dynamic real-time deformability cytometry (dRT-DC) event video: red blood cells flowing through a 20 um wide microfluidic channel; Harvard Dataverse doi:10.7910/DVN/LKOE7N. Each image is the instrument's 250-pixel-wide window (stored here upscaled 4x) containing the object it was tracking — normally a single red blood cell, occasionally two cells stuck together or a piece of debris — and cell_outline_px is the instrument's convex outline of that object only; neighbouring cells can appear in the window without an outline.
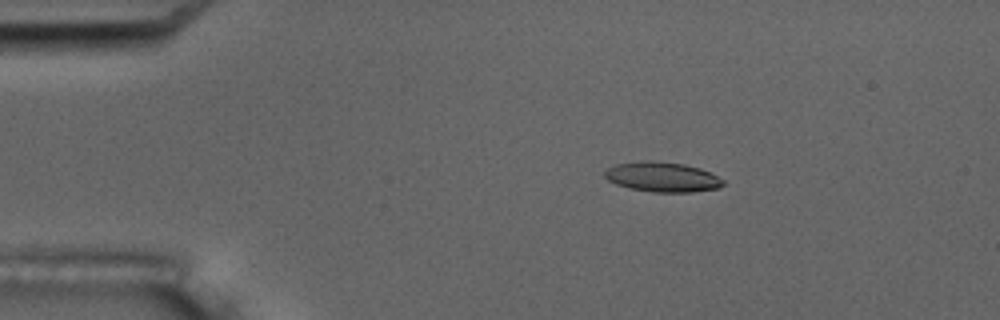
{"species": "common noctule bat (a hibernating species)", "species_latin": "Nyctalus noctula", "temperature_condition": "room temperature", "stored_images_in_passage": 5, "camera_frame_rate_fps": 3000, "um_per_image_px": 0.085, "animal": {"sex": "male", "body_mass_g": 17.5, "forearm_length_mm": 52.3}, "frame": {"image": 1, "passage_image": 3, "time_ms": 3.333, "image_size_px": [1000, 320], "cell_outline_px": [[724, 184], [720, 188], [692, 192], [652, 192], [628, 188], [616, 184], [608, 180], [604, 176], [604, 172], [608, 168], [616, 164], [640, 160], [652, 160], [684, 164], [700, 168], [724, 180]], "centroid_in_image_um": [56.28, 15.04], "position_along_channel_um": 28.7, "area_um2": 20.75}}